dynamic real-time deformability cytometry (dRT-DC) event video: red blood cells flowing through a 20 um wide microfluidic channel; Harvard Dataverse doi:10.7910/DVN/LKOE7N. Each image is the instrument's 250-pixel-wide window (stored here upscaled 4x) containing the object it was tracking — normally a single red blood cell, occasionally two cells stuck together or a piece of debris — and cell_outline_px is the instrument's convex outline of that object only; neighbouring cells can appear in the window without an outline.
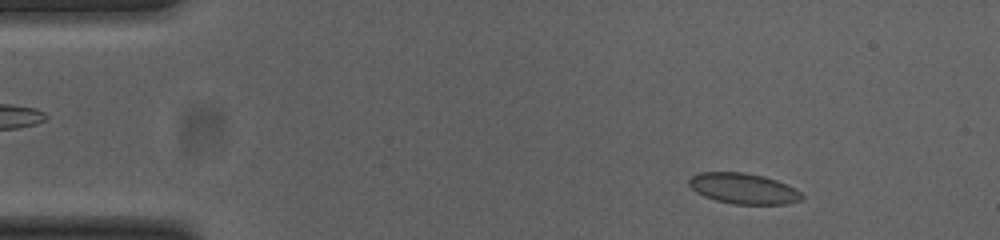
{"species": "common noctule bat (a hibernating species)", "species_latin": "Nyctalus noctula", "temperature_condition": "cold", "stored_images_in_passage": 51, "camera_frame_rate_fps": 3000, "um_per_image_px": 0.085, "animal": {"sex": "female", "body_mass_g": 23.0, "forearm_length_mm": 53.4}, "frame": {"image": 1, "passage_image": 5, "time_ms": 1.333, "image_size_px": [1000, 240], "cell_outline_px": [[804, 200], [788, 204], [732, 204], [716, 200], [704, 196], [696, 192], [688, 184], [688, 180], [692, 176], [700, 172], [744, 172], [764, 176], [776, 180], [796, 188], [804, 196]], "centroid_in_image_um": [63.22, 16.03], "position_along_channel_um": 21.8, "area_um2": 20.35}}
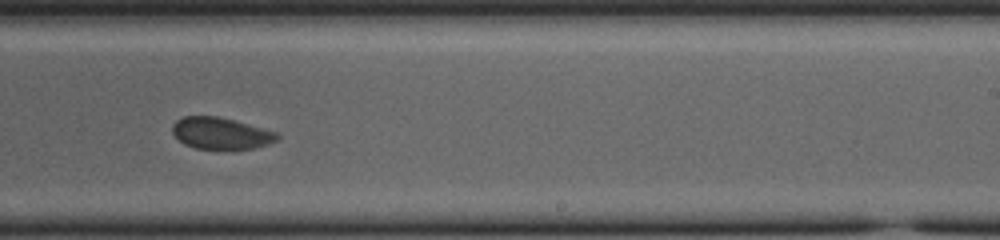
{"frame": {"image": 2, "passage_image": 31, "time_ms": 10.0, "image_size_px": [1000, 240], "cell_outline_px": [[280, 136], [276, 140], [268, 144], [252, 148], [196, 148], [184, 144], [172, 132], [172, 124], [176, 120], [184, 116], [216, 116], [232, 120], [276, 132]], "centroid_in_image_um": [18.73, 11.32], "position_along_channel_um": 270.3, "area_um2": 18.84}}
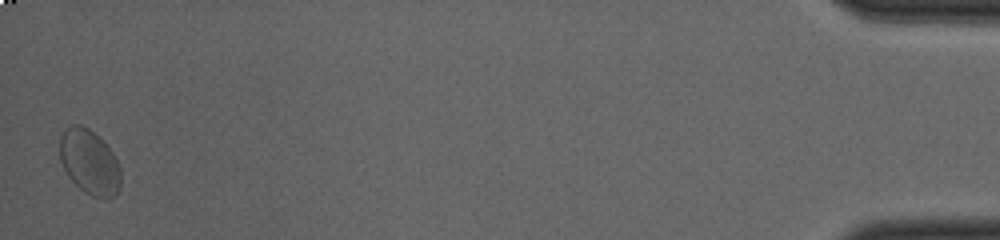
{"frame": {"image": 3, "passage_image": 51, "time_ms": 16.667, "image_size_px": [1000, 240], "cell_outline_px": [[120, 188], [108, 200], [104, 200], [92, 196], [84, 192], [68, 176], [60, 160], [60, 136], [64, 128], [72, 124], [80, 124], [88, 128], [100, 136], [112, 152], [120, 168]], "centroid_in_image_um": [7.6, 13.76], "position_along_channel_um": 427.6, "area_um2": 23.24}, "authors_computed_cell_mechanics": {"area_um2": 20.2878, "velocity_mm_per_s": 3.7794, "shape_relaxation_time_tau1_ms": 5.7339, "shape_relaxation_time_tau2_ms": null, "deformation_change_tau1": 0.0878, "deformation_change_tau2": null}}